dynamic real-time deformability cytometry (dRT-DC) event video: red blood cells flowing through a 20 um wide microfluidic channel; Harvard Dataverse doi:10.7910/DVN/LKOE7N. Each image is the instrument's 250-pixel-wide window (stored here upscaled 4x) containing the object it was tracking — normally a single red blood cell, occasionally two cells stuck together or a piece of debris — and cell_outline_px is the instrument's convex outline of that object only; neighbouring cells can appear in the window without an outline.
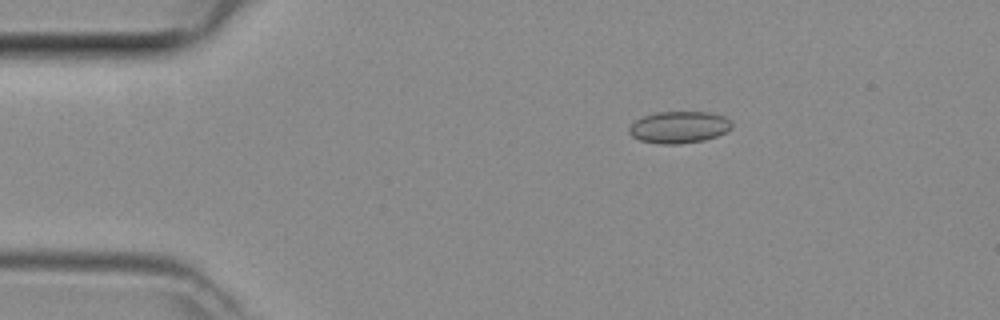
{"species": "common noctule bat (a hibernating species)", "species_latin": "Nyctalus noctula", "temperature_condition": "room temperature", "stored_images_in_passage": 47, "camera_frame_rate_fps": 3000, "um_per_image_px": 0.085, "animal": {"sex": "female", "body_mass_g": 29.2, "forearm_length_mm": 56.3}, "frame": {"image": 1, "passage_image": 8, "time_ms": 2.333, "image_size_px": [1000, 320], "cell_outline_px": [[732, 128], [716, 136], [704, 140], [680, 144], [656, 144], [640, 140], [632, 136], [628, 132], [628, 128], [636, 120], [644, 116], [656, 112], [708, 112], [724, 116], [732, 120]], "centroid_in_image_um": [57.72, 10.81], "position_along_channel_um": 27.3, "area_um2": 19.13}}
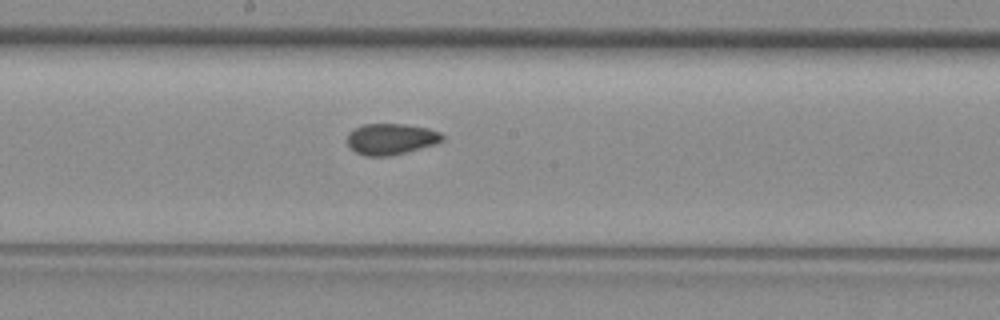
{"frame": {"image": 2, "passage_image": 25, "time_ms": 8.0, "image_size_px": [1000, 320], "cell_outline_px": [[444, 140], [420, 148], [388, 156], [364, 156], [356, 152], [348, 144], [348, 132], [364, 124], [404, 124], [428, 128], [440, 132], [444, 136]], "centroid_in_image_um": [33.22, 11.81], "position_along_channel_um": 215.0, "area_um2": 16.99}}
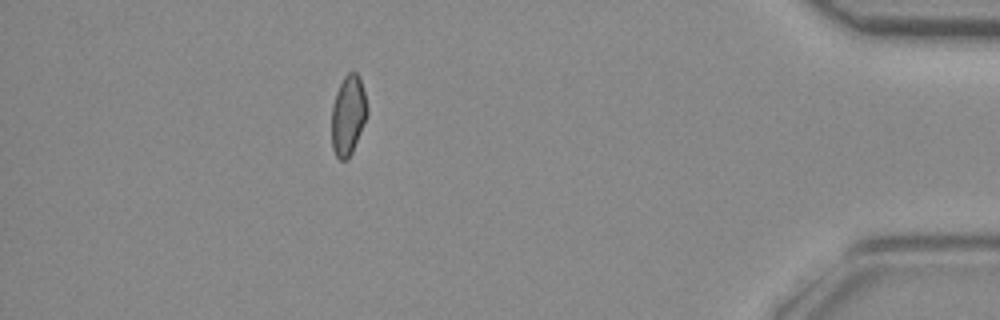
{"frame": {"image": 3, "passage_image": 42, "time_ms": 13.667, "image_size_px": [1000, 320], "cell_outline_px": [[368, 116], [352, 152], [348, 160], [340, 160], [336, 156], [332, 148], [332, 104], [336, 92], [344, 76], [348, 72], [356, 72], [360, 80], [364, 92], [368, 108]], "centroid_in_image_um": [29.6, 9.82], "position_along_channel_um": 405.6, "area_um2": 16.65}}